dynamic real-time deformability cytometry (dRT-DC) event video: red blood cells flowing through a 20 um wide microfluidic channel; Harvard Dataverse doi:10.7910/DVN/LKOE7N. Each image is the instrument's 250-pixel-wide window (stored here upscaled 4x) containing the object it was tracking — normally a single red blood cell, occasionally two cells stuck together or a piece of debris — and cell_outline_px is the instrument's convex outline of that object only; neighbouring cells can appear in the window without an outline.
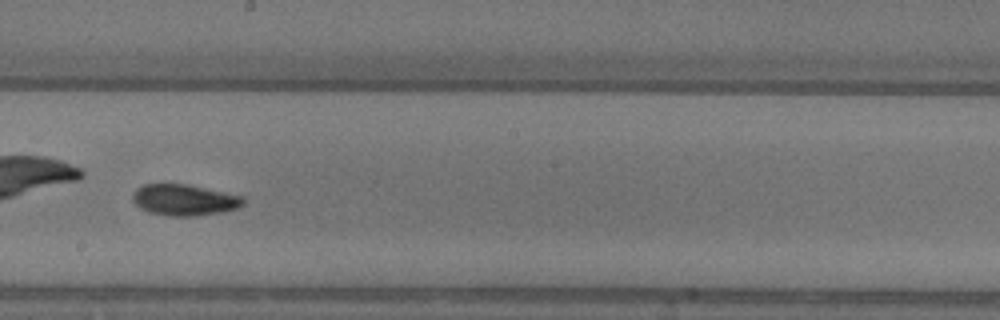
{"species": "common noctule bat (a hibernating species)", "species_latin": "Nyctalus noctula", "temperature_condition": "warm", "stored_images_in_passage": 52, "camera_frame_rate_fps": 3000, "um_per_image_px": 0.085, "animal": {"sex": "female"}, "frame": {"image": 1, "passage_image": 30, "time_ms": 9.667, "image_size_px": [1000, 320], "cell_outline_px": [[244, 204], [240, 208], [224, 212], [196, 216], [168, 216], [148, 212], [140, 208], [132, 200], [132, 192], [136, 188], [144, 184], [184, 184], [244, 196]], "centroid_in_image_um": [15.67, 17.01], "position_along_channel_um": 232.5, "area_um2": 20.29}}